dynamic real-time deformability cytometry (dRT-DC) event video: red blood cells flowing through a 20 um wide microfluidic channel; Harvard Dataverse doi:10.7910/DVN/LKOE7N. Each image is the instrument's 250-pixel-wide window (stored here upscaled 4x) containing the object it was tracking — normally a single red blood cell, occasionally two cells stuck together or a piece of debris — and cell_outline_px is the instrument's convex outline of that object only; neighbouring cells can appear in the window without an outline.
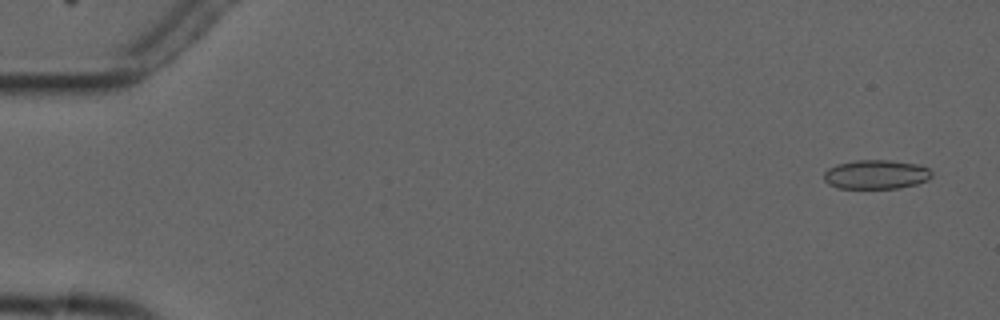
{"species": "common noctule bat (a hibernating species)", "species_latin": "Nyctalus noctula", "temperature_condition": "cold", "stored_images_in_passage": 5, "camera_frame_rate_fps": 3000, "um_per_image_px": 0.085, "animal": {"sex": "male", "forearm_length_mm": 52.5}, "frame": {"image": 1, "passage_image": 1, "time_ms": 0.0, "image_size_px": [1000, 320], "cell_outline_px": [[932, 176], [928, 180], [916, 184], [900, 188], [836, 188], [828, 184], [824, 180], [824, 172], [828, 168], [836, 164], [856, 160], [892, 160], [920, 164], [928, 168], [932, 172]], "centroid_in_image_um": [74.47, 14.82], "position_along_channel_um": 10.5, "area_um2": 18.55}}
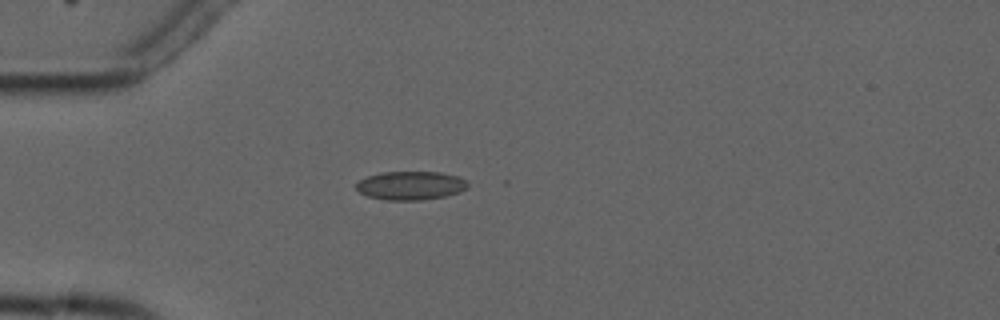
{"frame": {"image": 2, "passage_image": 5, "time_ms": 4.333, "image_size_px": [1000, 320], "cell_outline_px": [[468, 188], [460, 192], [444, 196], [420, 200], [384, 200], [368, 196], [360, 192], [356, 188], [356, 184], [360, 180], [368, 176], [380, 172], [440, 172], [456, 176], [468, 180]], "centroid_in_image_um": [34.92, 15.77], "position_along_channel_um": 50.1, "area_um2": 18.61}}